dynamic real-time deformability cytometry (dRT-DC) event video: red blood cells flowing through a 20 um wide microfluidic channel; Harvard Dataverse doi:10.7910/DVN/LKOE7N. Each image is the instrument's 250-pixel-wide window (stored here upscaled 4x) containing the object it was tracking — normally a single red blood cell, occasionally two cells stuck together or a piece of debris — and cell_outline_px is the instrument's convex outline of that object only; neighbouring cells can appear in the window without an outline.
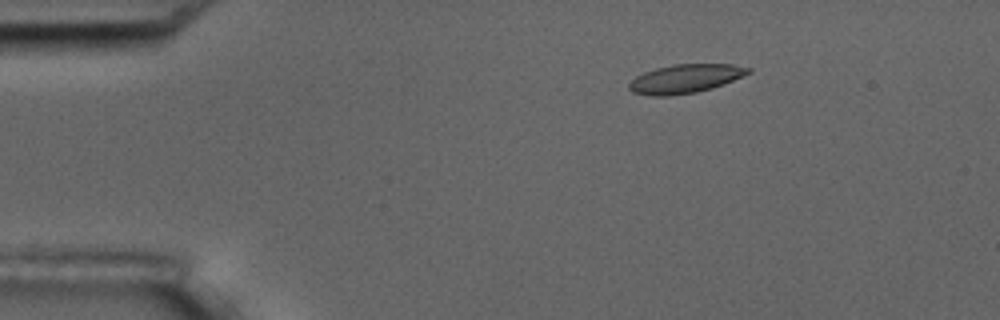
{"species": "common noctule bat (a hibernating species)", "species_latin": "Nyctalus noctula", "temperature_condition": "room temperature", "stored_images_in_passage": 7, "camera_frame_rate_fps": 3000, "um_per_image_px": 0.085, "animal": {"sex": "male", "body_mass_g": 17.5, "forearm_length_mm": 52.3}, "frame": {"image": 1, "passage_image": 3, "time_ms": 2.333, "image_size_px": [1000, 320], "cell_outline_px": [[752, 72], [724, 84], [712, 88], [696, 92], [668, 96], [648, 96], [632, 92], [628, 88], [628, 84], [636, 76], [644, 72], [656, 68], [672, 64], [732, 64], [752, 68]], "centroid_in_image_um": [58.24, 6.69], "position_along_channel_um": 26.8, "area_um2": 20.11}}
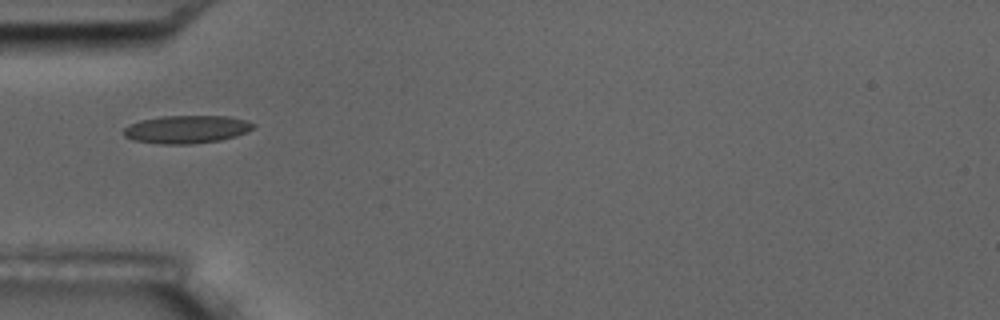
{"frame": {"image": 2, "passage_image": 5, "time_ms": 5.333, "image_size_px": [1000, 320], "cell_outline_px": [[256, 128], [248, 132], [236, 136], [220, 140], [192, 144], [160, 144], [132, 140], [124, 136], [124, 128], [128, 124], [140, 120], [160, 116], [228, 116], [244, 120], [256, 124]], "centroid_in_image_um": [15.86, 10.99], "position_along_channel_um": 69.1, "area_um2": 21.33}}